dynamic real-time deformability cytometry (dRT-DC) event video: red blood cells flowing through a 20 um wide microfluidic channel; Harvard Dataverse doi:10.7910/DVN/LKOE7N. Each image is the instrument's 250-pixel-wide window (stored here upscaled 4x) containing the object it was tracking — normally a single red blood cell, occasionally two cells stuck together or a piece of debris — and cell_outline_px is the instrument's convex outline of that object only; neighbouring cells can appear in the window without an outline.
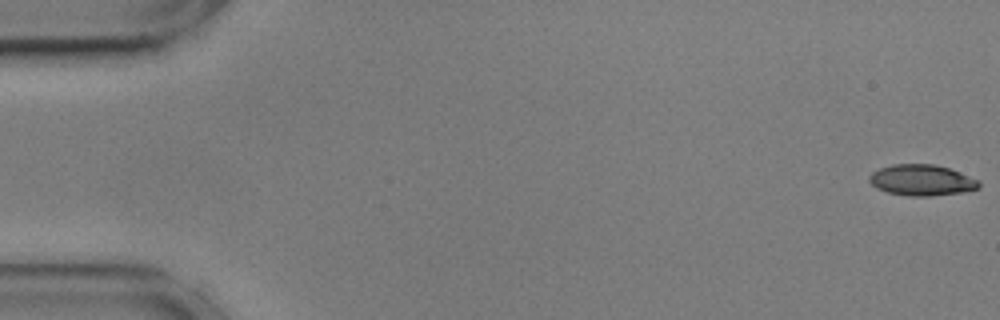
{"species": "common noctule bat (a hibernating species)", "species_latin": "Nyctalus noctula", "temperature_condition": "cold", "stored_images_in_passage": 11, "camera_frame_rate_fps": 3000, "um_per_image_px": 0.085, "animal": {"sex": "male", "body_mass_g": 17.9, "forearm_length_mm": 54.2}, "frame": {"image": 1, "passage_image": 1, "time_ms": 0.0, "image_size_px": [1000, 320], "cell_outline_px": [[980, 188], [960, 192], [932, 196], [908, 196], [888, 192], [876, 188], [868, 180], [868, 176], [872, 172], [880, 168], [892, 164], [936, 164], [948, 168], [980, 180]], "centroid_in_image_um": [78.33, 15.31], "position_along_channel_um": 6.7, "area_um2": 19.83}}